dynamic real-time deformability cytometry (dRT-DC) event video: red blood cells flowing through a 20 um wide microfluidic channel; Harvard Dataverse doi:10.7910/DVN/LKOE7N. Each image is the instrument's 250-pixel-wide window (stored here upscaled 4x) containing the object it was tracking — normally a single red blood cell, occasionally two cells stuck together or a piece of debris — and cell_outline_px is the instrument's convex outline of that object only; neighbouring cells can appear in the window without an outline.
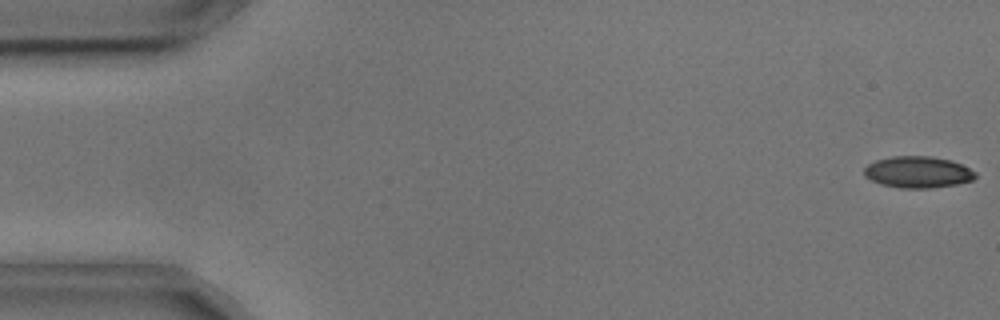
{"species": "common noctule bat (a hibernating species)", "species_latin": "Nyctalus noctula", "temperature_condition": "cold", "stored_images_in_passage": 8, "camera_frame_rate_fps": 3000, "um_per_image_px": 0.085, "animal": {"sex": "male", "body_mass_g": 17.9, "forearm_length_mm": 54.2}, "frame": {"image": 1, "passage_image": 1, "time_ms": 0.0, "image_size_px": [1000, 320], "cell_outline_px": [[976, 176], [972, 180], [956, 184], [928, 188], [900, 188], [880, 184], [864, 176], [864, 168], [868, 164], [876, 160], [892, 156], [928, 156], [952, 160], [976, 172]], "centroid_in_image_um": [77.99, 14.62], "position_along_channel_um": 7.0, "area_um2": 20.35}}